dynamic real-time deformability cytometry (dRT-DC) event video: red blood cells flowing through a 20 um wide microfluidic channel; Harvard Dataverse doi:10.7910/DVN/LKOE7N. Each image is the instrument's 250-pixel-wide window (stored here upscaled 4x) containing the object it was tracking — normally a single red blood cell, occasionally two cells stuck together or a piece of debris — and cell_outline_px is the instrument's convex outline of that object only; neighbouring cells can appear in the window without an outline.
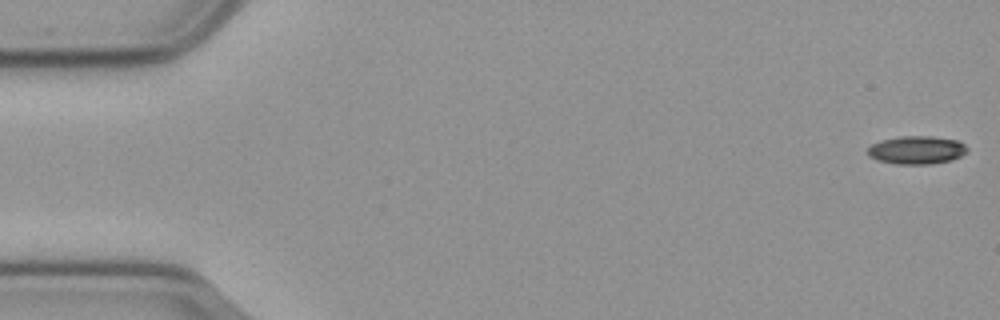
{"species": "common noctule bat (a hibernating species)", "species_latin": "Nyctalus noctula", "temperature_condition": "cold", "stored_images_in_passage": 10, "camera_frame_rate_fps": 3000, "um_per_image_px": 0.085, "animal": {"sex": "male", "body_mass_g": 23.1, "forearm_length_mm": 52.7}, "frame": {"image": 1, "passage_image": 1, "time_ms": 0.0, "image_size_px": [1000, 320], "cell_outline_px": [[968, 152], [952, 160], [928, 164], [896, 164], [876, 160], [868, 156], [868, 148], [872, 144], [880, 140], [900, 136], [932, 136], [956, 140], [964, 144], [968, 148]], "centroid_in_image_um": [77.91, 12.75], "position_along_channel_um": 7.1, "area_um2": 16.42}}